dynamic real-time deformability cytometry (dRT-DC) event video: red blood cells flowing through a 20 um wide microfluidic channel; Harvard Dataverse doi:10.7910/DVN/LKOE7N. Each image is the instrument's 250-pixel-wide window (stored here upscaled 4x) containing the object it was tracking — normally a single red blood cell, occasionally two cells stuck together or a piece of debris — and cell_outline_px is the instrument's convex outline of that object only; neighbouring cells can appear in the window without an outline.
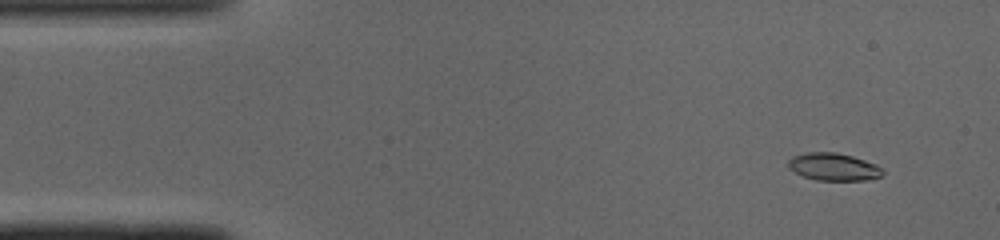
{"species": "common noctule bat (a hibernating species)", "species_latin": "Nyctalus noctula", "temperature_condition": "cold", "stored_images_in_passage": 49, "camera_frame_rate_fps": 3000, "um_per_image_px": 0.085, "animal": {"sex": "male", "body_mass_g": 19.0, "forearm_length_mm": 50.8}, "frame": {"image": 1, "passage_image": 4, "time_ms": 1.0, "image_size_px": [1000, 240], "cell_outline_px": [[884, 172], [880, 176], [864, 180], [816, 180], [804, 176], [788, 168], [788, 160], [792, 156], [808, 152], [836, 152], [852, 156], [876, 164], [884, 168]], "centroid_in_image_um": [70.85, 14.17], "position_along_channel_um": 14.1, "area_um2": 15.09}}
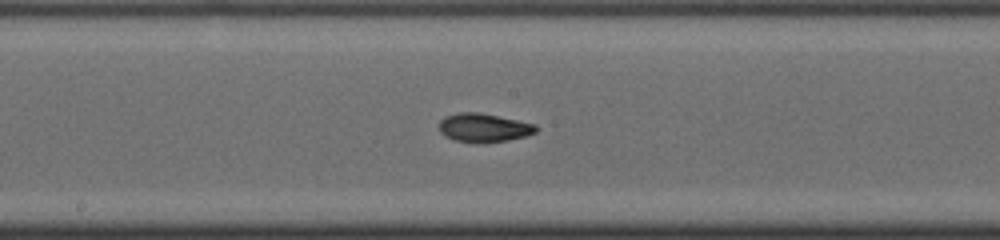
{"frame": {"image": 2, "passage_image": 25, "time_ms": 8.0, "image_size_px": [1000, 240], "cell_outline_px": [[536, 132], [524, 136], [508, 140], [484, 144], [456, 140], [444, 136], [440, 132], [440, 120], [444, 116], [460, 112], [476, 112], [536, 124]], "centroid_in_image_um": [41.09, 10.87], "position_along_channel_um": 207.1, "area_um2": 16.07}}
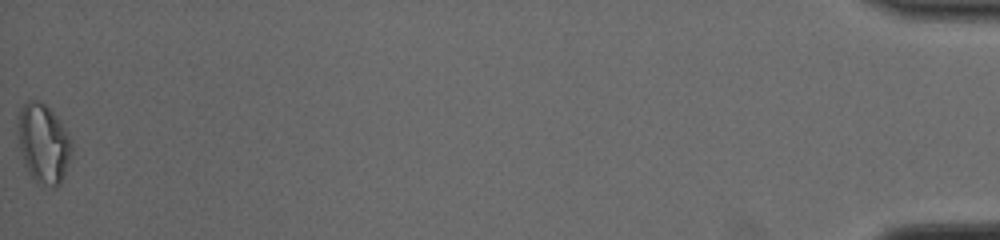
{"frame": {"image": 3, "passage_image": 49, "time_ms": 16.0, "image_size_px": [1000, 240], "cell_outline_px": [[72, 152], [60, 184], [56, 188], [52, 188], [36, 180], [28, 172], [24, 164], [20, 148], [20, 108], [28, 100], [40, 100], [60, 120], [72, 144]], "centroid_in_image_um": [3.72, 12.21], "position_along_channel_um": 431.5, "area_um2": 24.16}, "authors_computed_cell_mechanics": {"area_um2": 15.7794, "velocity_mm_per_s": 4.1093, "shape_relaxation_time_tau1_ms": 7.6898, "shape_relaxation_time_tau2_ms": 2.9065, "deformation_change_tau1": 0.2373, "deformation_change_tau2": 0.0878}}